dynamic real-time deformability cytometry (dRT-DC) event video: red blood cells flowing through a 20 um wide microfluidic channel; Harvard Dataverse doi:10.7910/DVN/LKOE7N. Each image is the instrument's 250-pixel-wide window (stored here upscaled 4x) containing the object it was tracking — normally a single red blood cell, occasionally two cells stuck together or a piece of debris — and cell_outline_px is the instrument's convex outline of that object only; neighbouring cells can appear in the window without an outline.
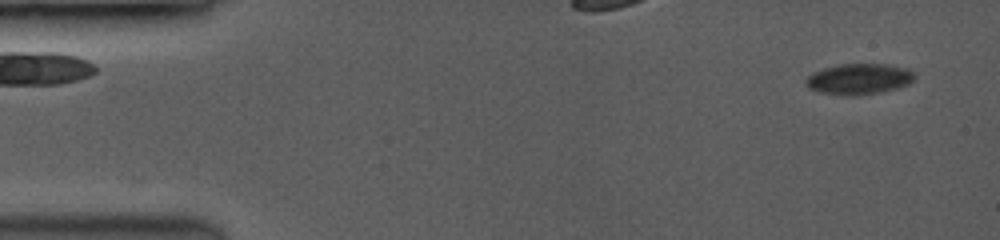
{"species": "common noctule bat (a hibernating species)", "species_latin": "Nyctalus noctula", "temperature_condition": "room temperature", "stored_images_in_passage": 14, "camera_frame_rate_fps": 3500, "um_per_image_px": 0.085, "animal": {"sex": "female", "body_mass_g": 19.0, "forearm_length_mm": 53.3}, "frame": {"image": 1, "passage_image": 1, "time_ms": 0.0, "image_size_px": [1000, 240], "cell_outline_px": [[916, 76], [908, 84], [896, 88], [880, 92], [852, 96], [820, 92], [808, 88], [804, 84], [804, 80], [808, 76], [816, 72], [828, 68], [844, 64], [880, 64], [908, 68], [916, 72]], "centroid_in_image_um": [73.04, 6.72], "position_along_channel_um": 12.0, "area_um2": 19.25}}